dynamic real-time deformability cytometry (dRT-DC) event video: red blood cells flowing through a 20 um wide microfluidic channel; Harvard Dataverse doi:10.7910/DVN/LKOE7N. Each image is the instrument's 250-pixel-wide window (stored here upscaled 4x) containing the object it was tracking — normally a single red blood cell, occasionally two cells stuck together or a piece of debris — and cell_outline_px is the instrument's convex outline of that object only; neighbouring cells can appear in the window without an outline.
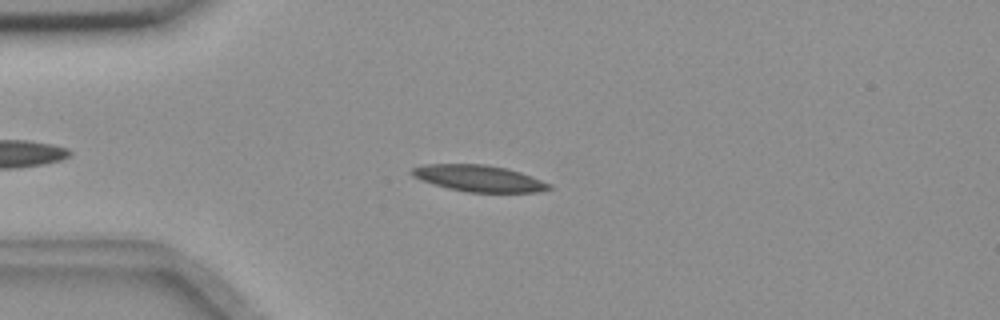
{"species": "common noctule bat (a hibernating species)", "species_latin": "Nyctalus noctula", "temperature_condition": "room temperature", "stored_images_in_passage": 40, "camera_frame_rate_fps": 3000, "um_per_image_px": 0.085, "animal": {"sex": "female", "body_mass_g": 18.4}, "frame": {"image": 1, "passage_image": 7, "time_ms": 2.0, "image_size_px": [1000, 320], "cell_outline_px": [[552, 188], [540, 192], [468, 192], [448, 188], [420, 180], [412, 176], [408, 172], [412, 168], [424, 164], [484, 164], [504, 168], [520, 172], [532, 176], [552, 184]], "centroid_in_image_um": [40.69, 15.16], "position_along_channel_um": 44.3, "area_um2": 21.21}}
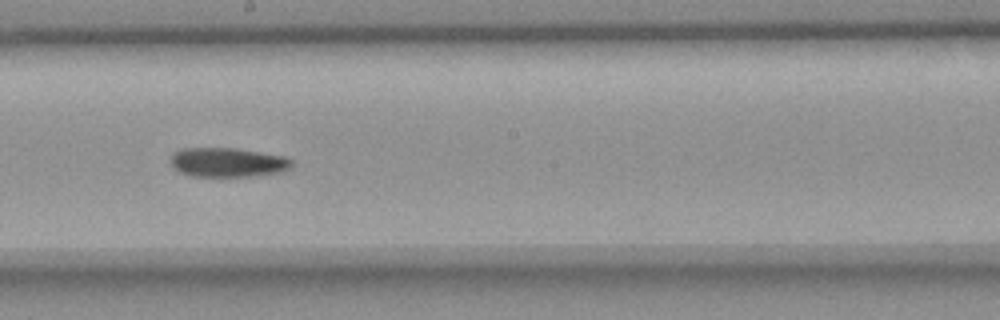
{"frame": {"image": 2, "passage_image": 24, "time_ms": 7.667, "image_size_px": [1000, 320], "cell_outline_px": [[292, 168], [284, 172], [256, 176], [188, 176], [180, 172], [172, 164], [172, 152], [180, 148], [236, 148], [288, 156], [292, 160]], "centroid_in_image_um": [19.42, 13.8], "position_along_channel_um": 228.8, "area_um2": 21.04}}
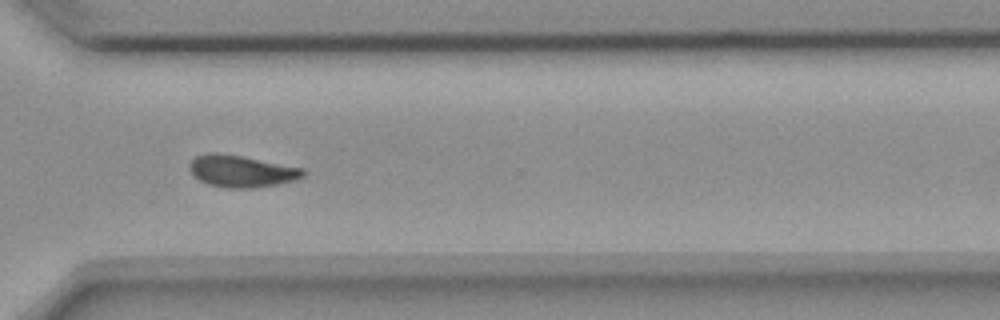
{"frame": {"image": 3, "passage_image": 34, "time_ms": 11.0, "image_size_px": [1000, 320], "cell_outline_px": [[304, 176], [296, 180], [276, 184], [252, 188], [228, 188], [208, 184], [200, 180], [188, 168], [188, 164], [196, 156], [208, 152], [216, 152], [240, 156], [304, 168]], "centroid_in_image_um": [20.51, 14.54], "position_along_channel_um": 350.1, "area_um2": 20.92}}